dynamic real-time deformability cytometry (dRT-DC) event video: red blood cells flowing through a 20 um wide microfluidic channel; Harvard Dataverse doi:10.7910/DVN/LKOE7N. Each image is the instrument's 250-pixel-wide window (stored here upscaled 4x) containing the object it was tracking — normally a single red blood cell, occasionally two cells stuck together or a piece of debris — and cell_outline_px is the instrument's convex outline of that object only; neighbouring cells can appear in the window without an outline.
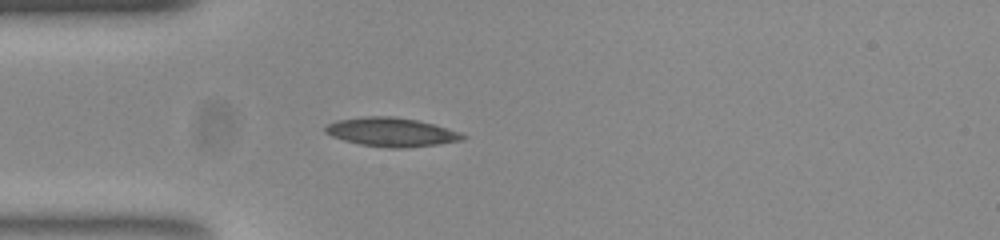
{"species": "common noctule bat (a hibernating species)", "species_latin": "Nyctalus noctula", "temperature_condition": "room temperature", "stored_images_in_passage": 39, "camera_frame_rate_fps": 3000, "um_per_image_px": 0.085, "animal": {"sex": "female", "body_mass_g": 23.0, "forearm_length_mm": 53.4}, "frame": {"image": 1, "passage_image": 1, "time_ms": 0.0, "image_size_px": [1000, 240], "cell_outline_px": [[468, 136], [464, 140], [440, 144], [404, 148], [388, 148], [360, 144], [344, 140], [332, 136], [324, 132], [324, 128], [328, 124], [336, 120], [364, 116], [392, 116], [416, 120], [448, 128], [460, 132]], "centroid_in_image_um": [33.28, 11.23], "position_along_channel_um": 51.7, "area_um2": 23.18}}
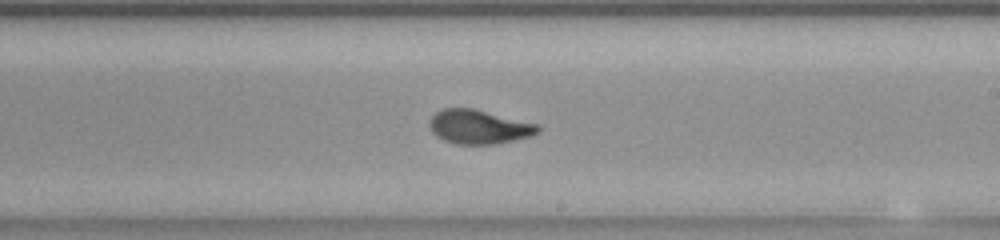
{"frame": {"image": 2, "passage_image": 17, "time_ms": 5.333, "image_size_px": [1000, 240], "cell_outline_px": [[540, 132], [532, 136], [496, 144], [456, 144], [444, 140], [436, 136], [432, 132], [428, 124], [428, 120], [436, 112], [444, 108], [476, 108], [540, 124]], "centroid_in_image_um": [40.73, 10.77], "position_along_channel_um": 248.3, "area_um2": 21.96}}
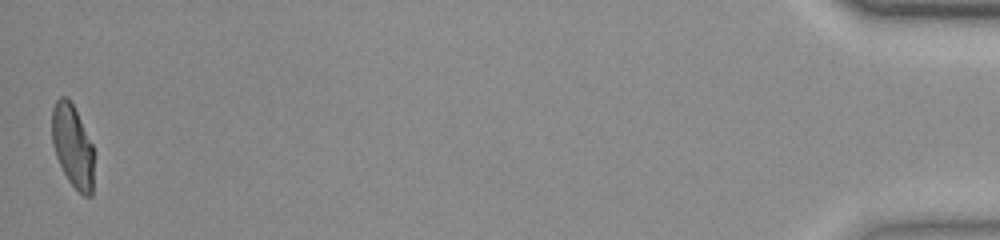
{"frame": {"image": 3, "passage_image": 39, "time_ms": 12.667, "image_size_px": [1000, 240], "cell_outline_px": [[92, 196], [84, 196], [68, 180], [56, 156], [52, 144], [52, 108], [56, 100], [60, 96], [68, 96], [92, 144]], "centroid_in_image_um": [6.14, 12.38], "position_along_channel_um": 429.1, "area_um2": 19.77}, "authors_computed_cell_mechanics": {"area_um2": 21.4438, "velocity_mm_per_s": 3.8281, "shape_relaxation_time_tau1_ms": 4.2169, "shape_relaxation_time_tau2_ms": 0.9865, "deformation_change_tau1": 0.1854, "deformation_change_tau2": 0.0615}}